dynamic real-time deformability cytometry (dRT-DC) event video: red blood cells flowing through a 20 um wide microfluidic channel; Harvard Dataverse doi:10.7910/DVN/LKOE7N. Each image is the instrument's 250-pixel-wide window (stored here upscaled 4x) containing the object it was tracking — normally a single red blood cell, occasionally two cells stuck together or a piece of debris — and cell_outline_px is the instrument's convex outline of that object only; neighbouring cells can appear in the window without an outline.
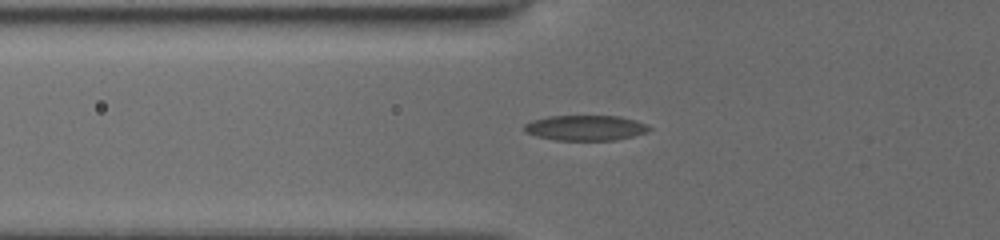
{"species": "common noctule bat (a hibernating species)", "species_latin": "Nyctalus noctula", "temperature_condition": "cold", "stored_images_in_passage": 37, "camera_frame_rate_fps": 3000, "um_per_image_px": 0.085, "animal": {"sex": "female", "body_mass_g": 19.5, "forearm_length_mm": 54.1}, "frame": {"image": 1, "passage_image": 3, "time_ms": 0.333, "image_size_px": [1000, 240], "cell_outline_px": [[652, 128], [644, 132], [632, 136], [616, 140], [556, 140], [536, 136], [524, 132], [524, 124], [532, 120], [548, 116], [620, 116], [636, 120]], "centroid_in_image_um": [49.72, 10.86], "position_along_channel_um": 76.1, "area_um2": 18.32}}
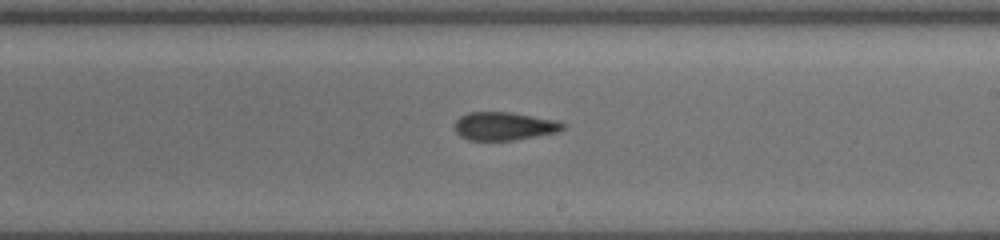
{"frame": {"image": 2, "passage_image": 17, "time_ms": 4.667, "image_size_px": [1000, 240], "cell_outline_px": [[568, 124], [560, 132], [512, 140], [468, 140], [460, 136], [452, 128], [452, 124], [460, 116], [468, 112], [512, 112], [556, 120]], "centroid_in_image_um": [42.84, 10.71], "position_along_channel_um": 246.2, "area_um2": 18.09}}
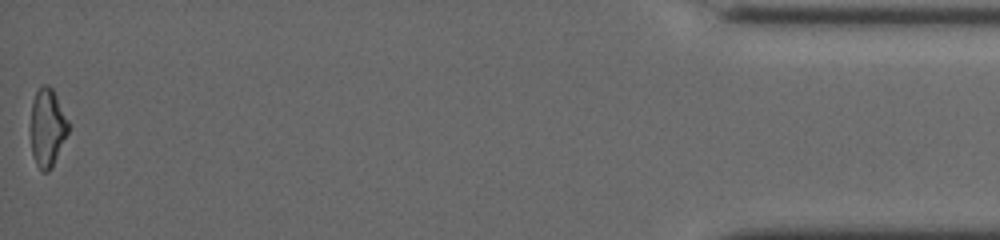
{"frame": {"image": 3, "passage_image": 37, "time_ms": 11.333, "image_size_px": [1000, 240], "cell_outline_px": [[72, 124], [52, 168], [48, 172], [40, 172], [32, 156], [28, 128], [32, 100], [40, 84], [48, 84], [52, 88]], "centroid_in_image_um": [4.0, 10.84], "position_along_channel_um": 431.2, "area_um2": 18.26}, "authors_computed_cell_mechanics": {"area_um2": 17.9758, "velocity_mm_per_s": 3.943, "shape_relaxation_time_tau1_ms": 7.2426, "shape_relaxation_time_tau2_ms": 3.4465, "deformation_change_tau1": 0.1614, "deformation_change_tau2": 0.1185}}